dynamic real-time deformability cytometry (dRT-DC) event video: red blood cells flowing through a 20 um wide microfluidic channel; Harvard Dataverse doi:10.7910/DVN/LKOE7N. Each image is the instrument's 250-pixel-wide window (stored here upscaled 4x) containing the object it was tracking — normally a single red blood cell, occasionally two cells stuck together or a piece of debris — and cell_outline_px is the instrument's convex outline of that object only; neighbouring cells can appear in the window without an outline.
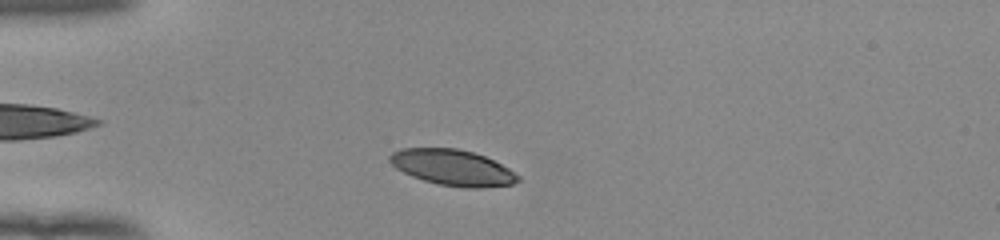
{"species": "human", "species_latin": "Homo sapiens", "temperature_condition": "room temperature", "stored_images_in_passage": 44, "camera_frame_rate_fps": 3000, "um_per_image_px": 0.085, "donor": {"sex": "female"}, "frame": {"image": 1, "passage_image": 6, "time_ms": 1.667, "image_size_px": [1000, 240], "cell_outline_px": [[520, 180], [512, 184], [480, 188], [464, 188], [440, 184], [424, 180], [412, 176], [396, 168], [388, 160], [388, 156], [392, 152], [400, 148], [456, 148], [472, 152], [484, 156], [508, 168], [520, 176]], "centroid_in_image_um": [38.45, 14.24], "position_along_channel_um": 46.5, "area_um2": 26.65}}
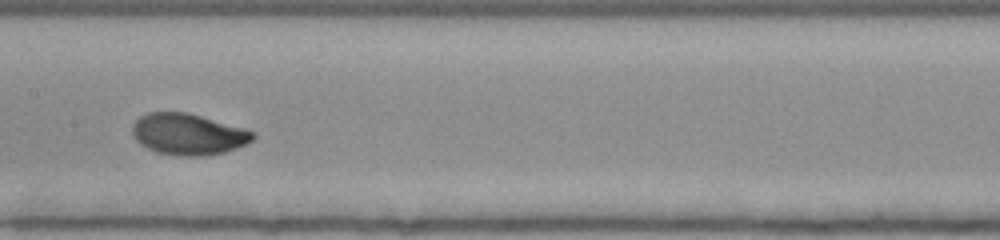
{"frame": {"image": 2, "passage_image": 19, "time_ms": 6.0, "image_size_px": [1000, 240], "cell_outline_px": [[256, 136], [248, 144], [224, 152], [204, 156], [180, 156], [156, 152], [140, 144], [136, 140], [132, 132], [132, 124], [140, 116], [148, 112], [188, 112], [244, 128], [252, 132]], "centroid_in_image_um": [15.98, 11.41], "position_along_channel_um": 191.4, "area_um2": 29.07}}
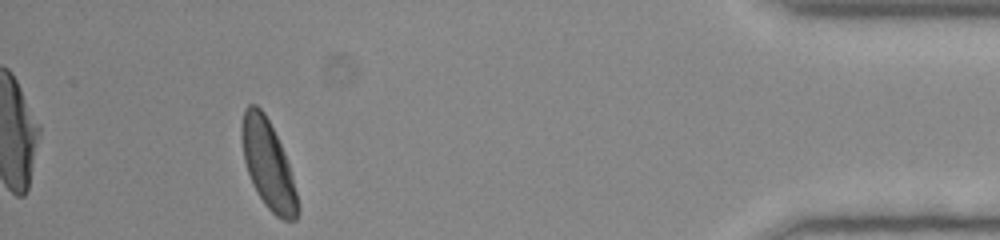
{"frame": {"image": 3, "passage_image": 40, "time_ms": 13.0, "image_size_px": [1000, 240], "cell_outline_px": [[300, 208], [296, 220], [284, 220], [276, 216], [264, 204], [256, 192], [252, 184], [244, 160], [240, 136], [240, 128], [244, 108], [248, 104], [256, 104], [264, 112], [284, 152], [288, 164], [296, 192]], "centroid_in_image_um": [22.76, 13.98], "position_along_channel_um": 412.4, "area_um2": 28.73}, "authors_computed_cell_mechanics": {"area_um2": 28.4087, "velocity_mm_per_s": 3.9158, "shape_relaxation_time_tau1_ms": 2.696, "shape_relaxation_time_tau2_ms": null, "deformation_change_tau1": 0.1406, "deformation_change_tau2": null}}